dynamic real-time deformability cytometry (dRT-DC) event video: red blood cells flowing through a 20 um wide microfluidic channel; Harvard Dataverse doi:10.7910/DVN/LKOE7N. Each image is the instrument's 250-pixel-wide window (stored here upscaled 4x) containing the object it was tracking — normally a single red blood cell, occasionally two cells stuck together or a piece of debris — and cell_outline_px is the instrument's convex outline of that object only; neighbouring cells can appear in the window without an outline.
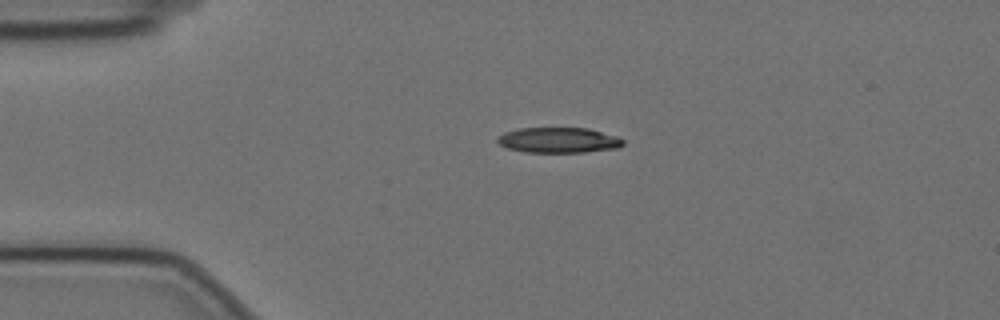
{"species": "Egyptian fruit bat (a non-hibernating species)", "species_latin": "Rousettus aegyptiacus", "temperature_condition": "cold", "stored_images_in_passage": 45, "camera_frame_rate_fps": 3000, "um_per_image_px": 0.085, "animal": {"sex": "female"}, "frame": {"image": 1, "passage_image": 1, "time_ms": 0.0, "image_size_px": [1000, 320], "cell_outline_px": [[624, 144], [616, 148], [584, 152], [524, 152], [508, 148], [500, 144], [496, 140], [504, 132], [520, 128], [588, 128], [616, 136], [624, 140]], "centroid_in_image_um": [47.48, 11.91], "position_along_channel_um": 37.5, "area_um2": 18.44}}
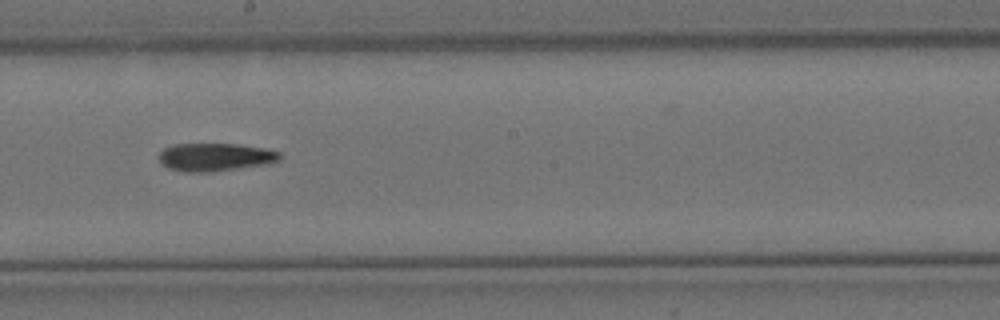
{"frame": {"image": 2, "passage_image": 20, "time_ms": 6.333, "image_size_px": [1000, 320], "cell_outline_px": [[280, 160], [272, 164], [212, 172], [184, 172], [168, 168], [160, 164], [160, 152], [164, 148], [172, 144], [236, 144], [264, 148], [280, 152]], "centroid_in_image_um": [18.31, 13.36], "position_along_channel_um": 229.9, "area_um2": 20.0}}
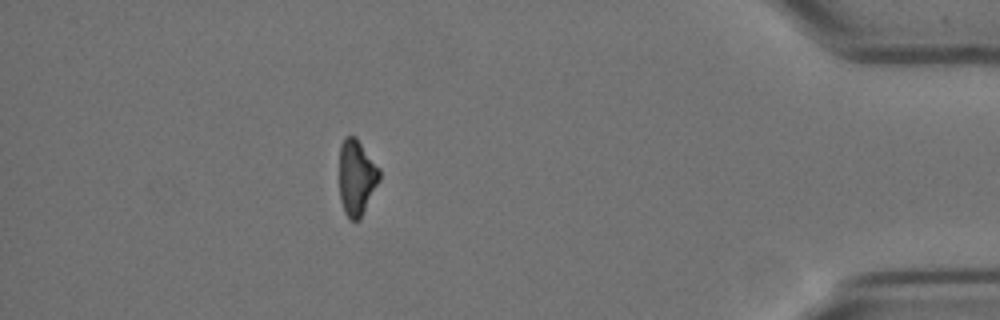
{"frame": {"image": 3, "passage_image": 39, "time_ms": 12.667, "image_size_px": [1000, 320], "cell_outline_px": [[380, 180], [360, 220], [352, 220], [344, 212], [340, 200], [340, 144], [344, 136], [356, 136], [380, 168]], "centroid_in_image_um": [30.32, 15.06], "position_along_channel_um": 404.9, "area_um2": 17.86}, "authors_computed_cell_mechanics": {"area_um2": 19.5942, "velocity_mm_per_s": 3.5356, "shape_relaxation_time_tau1_ms": 7.1302, "shape_relaxation_time_tau2_ms": null, "deformation_change_tau1": 0.1743, "deformation_change_tau2": null}}